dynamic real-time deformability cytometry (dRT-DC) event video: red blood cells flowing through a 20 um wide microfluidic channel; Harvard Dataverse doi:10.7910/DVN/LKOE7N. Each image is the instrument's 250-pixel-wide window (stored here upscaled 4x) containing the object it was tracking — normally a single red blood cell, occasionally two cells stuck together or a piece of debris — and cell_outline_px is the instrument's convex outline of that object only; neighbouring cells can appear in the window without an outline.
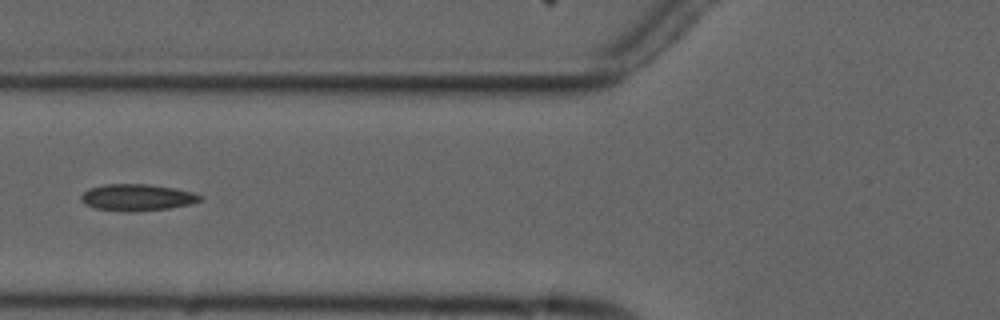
{"species": "common noctule bat (a hibernating species)", "species_latin": "Nyctalus noctula", "temperature_condition": "cold", "stored_images_in_passage": 8, "camera_frame_rate_fps": 3000, "um_per_image_px": 0.085, "animal": {"sex": "male", "forearm_length_mm": 52.5}, "frame": {"image": 1, "passage_image": 5, "time_ms": 5.667, "image_size_px": [1000, 320], "cell_outline_px": [[204, 200], [188, 204], [168, 208], [132, 212], [128, 212], [96, 208], [84, 204], [80, 200], [80, 196], [88, 188], [104, 184], [148, 184], [172, 188], [192, 192], [204, 196]], "centroid_in_image_um": [11.63, 16.78], "position_along_channel_um": 114.2, "area_um2": 18.5}}
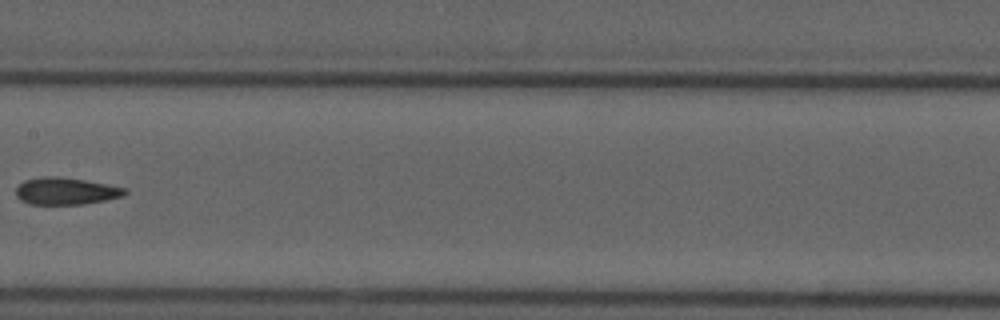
{"frame": {"image": 2, "passage_image": 7, "time_ms": 8.0, "image_size_px": [1000, 320], "cell_outline_px": [[128, 192], [124, 196], [84, 204], [28, 204], [20, 200], [16, 196], [16, 188], [24, 180], [40, 176], [56, 176], [84, 180], [128, 188]], "centroid_in_image_um": [5.59, 16.24], "position_along_channel_um": 201.8, "area_um2": 17.28}}
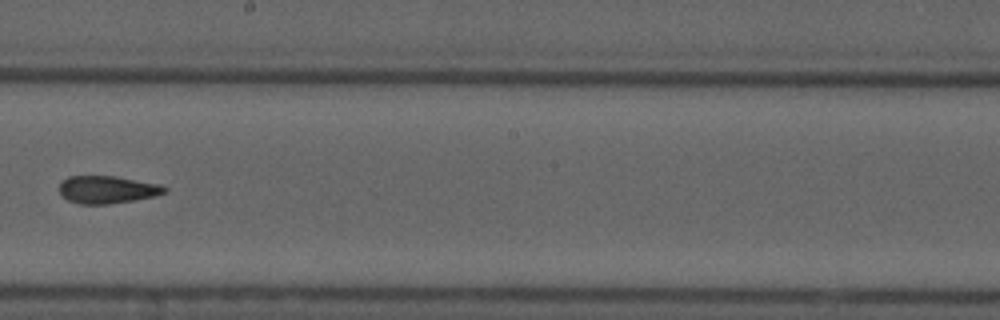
{"frame": {"image": 3, "passage_image": 8, "time_ms": 9.0, "image_size_px": [1000, 320], "cell_outline_px": [[168, 192], [152, 196], [132, 200], [108, 204], [80, 204], [68, 200], [60, 196], [60, 184], [68, 176], [116, 176], [160, 184], [168, 188]], "centroid_in_image_um": [9.11, 16.11], "position_along_channel_um": 239.1, "area_um2": 16.88}}